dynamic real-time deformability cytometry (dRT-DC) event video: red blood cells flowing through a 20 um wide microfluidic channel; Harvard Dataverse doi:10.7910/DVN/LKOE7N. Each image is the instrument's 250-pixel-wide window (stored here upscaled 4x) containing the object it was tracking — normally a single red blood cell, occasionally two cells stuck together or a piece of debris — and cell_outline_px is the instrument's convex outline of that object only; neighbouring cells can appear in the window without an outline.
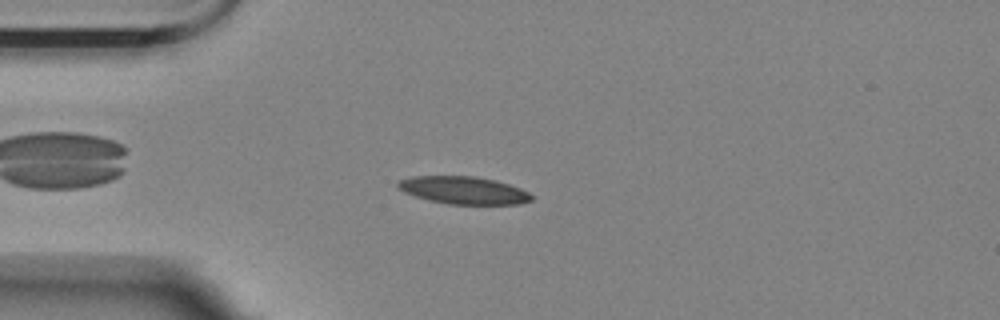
{"species": "Egyptian fruit bat (a non-hibernating species)", "species_latin": "Rousettus aegyptiacus", "temperature_condition": "room temperature", "stored_images_in_passage": 49, "camera_frame_rate_fps": 3000, "um_per_image_px": 0.085, "animal": {"sex": "female"}, "frame": {"image": 1, "passage_image": 7, "time_ms": 2.0, "image_size_px": [1000, 320], "cell_outline_px": [[532, 200], [520, 204], [448, 204], [428, 200], [404, 192], [396, 188], [396, 184], [400, 180], [412, 176], [472, 176], [496, 180], [520, 188], [528, 192], [532, 196]], "centroid_in_image_um": [39.38, 16.17], "position_along_channel_um": 45.6, "area_um2": 21.44}}
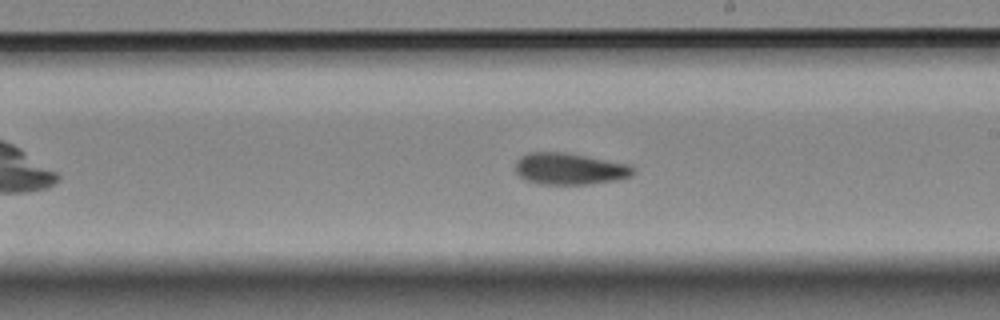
{"frame": {"image": 2, "passage_image": 25, "time_ms": 8.0, "image_size_px": [1000, 320], "cell_outline_px": [[636, 172], [632, 176], [620, 180], [588, 184], [536, 184], [520, 176], [516, 172], [516, 160], [520, 156], [528, 152], [564, 152], [632, 164], [636, 168]], "centroid_in_image_um": [48.48, 14.35], "position_along_channel_um": 240.5, "area_um2": 22.08}}
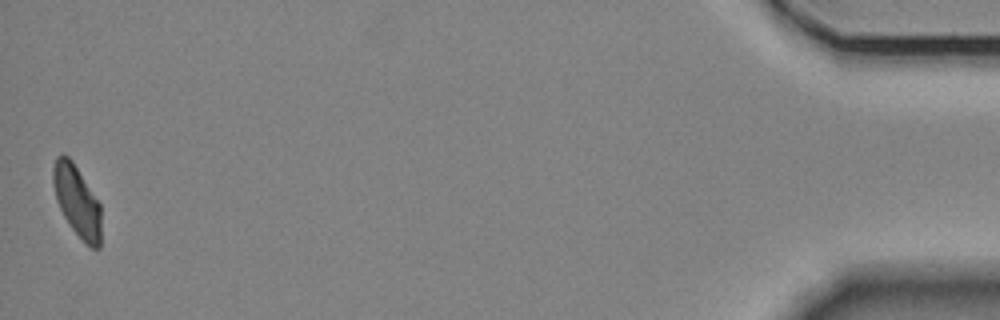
{"frame": {"image": 3, "passage_image": 49, "time_ms": 16.0, "image_size_px": [1000, 320], "cell_outline_px": [[100, 248], [92, 248], [84, 244], [72, 228], [64, 216], [56, 200], [52, 184], [52, 168], [56, 156], [60, 152], [68, 156], [72, 160], [100, 204]], "centroid_in_image_um": [6.51, 17.07], "position_along_channel_um": 428.7, "area_um2": 20.0}, "authors_computed_cell_mechanics": {"area_um2": 21.5016, "velocity_mm_per_s": 3.5033, "shape_relaxation_time_tau1_ms": 5.9831, "shape_relaxation_time_tau2_ms": 4.0743, "deformation_change_tau1": 0.1676, "deformation_change_tau2": 0.1085}}